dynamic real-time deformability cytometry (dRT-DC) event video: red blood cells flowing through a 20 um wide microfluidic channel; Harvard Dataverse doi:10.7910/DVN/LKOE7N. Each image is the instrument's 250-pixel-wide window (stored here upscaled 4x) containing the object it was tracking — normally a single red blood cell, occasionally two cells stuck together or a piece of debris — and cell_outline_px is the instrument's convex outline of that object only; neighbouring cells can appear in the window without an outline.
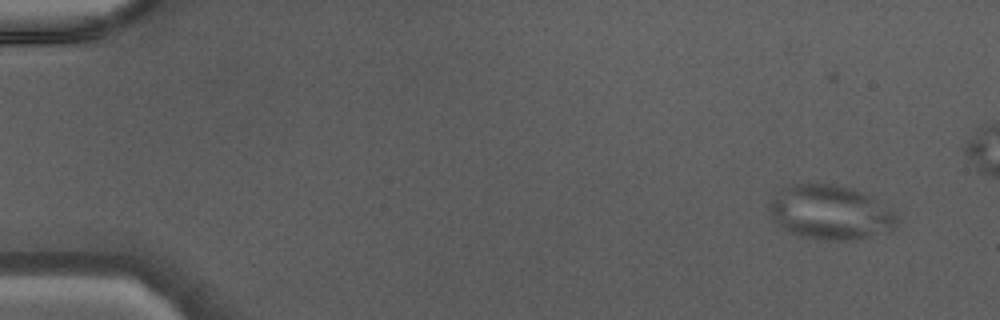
{"species": "Egyptian fruit bat (a non-hibernating species)", "species_latin": "Rousettus aegyptiacus", "temperature_condition": "warm", "stored_images_in_passage": 34, "camera_frame_rate_fps": 3000, "um_per_image_px": 0.085, "animal": {"sex": "male"}, "frame": {"image": 1, "passage_image": 1, "time_ms": 0.0, "image_size_px": [1000, 320], "cell_outline_px": [[896, 228], [888, 232], [844, 240], [824, 240], [796, 236], [788, 232], [776, 224], [768, 208], [772, 200], [784, 188], [796, 184], [832, 184], [852, 188], [868, 192], [896, 208]], "centroid_in_image_um": [70.66, 18.05], "position_along_channel_um": 14.3, "area_um2": 40.92}}
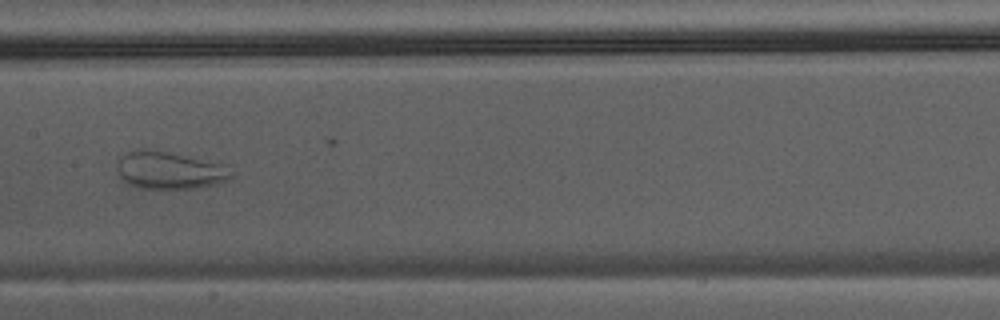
{"frame": {"image": 2, "passage_image": 22, "time_ms": 7.0, "image_size_px": [1000, 320], "cell_outline_px": [[236, 176], [228, 180], [216, 184], [196, 188], [144, 188], [128, 184], [120, 176], [116, 168], [116, 164], [120, 156], [128, 152], [140, 148], [144, 148], [168, 152], [228, 164]], "centroid_in_image_um": [14.47, 14.46], "position_along_channel_um": 192.9, "area_um2": 25.32}}
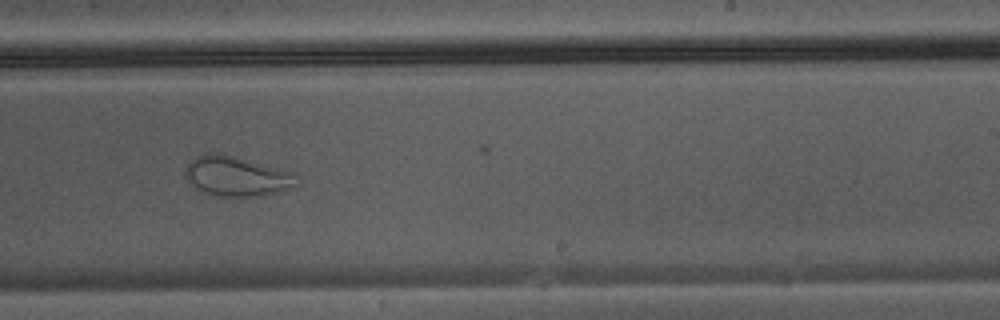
{"frame": {"image": 3, "passage_image": 27, "time_ms": 8.667, "image_size_px": [1000, 320], "cell_outline_px": [[296, 184], [280, 192], [260, 196], [220, 196], [200, 192], [184, 176], [184, 168], [196, 156], [208, 152], [220, 152], [236, 156], [296, 172]], "centroid_in_image_um": [20.1, 14.96], "position_along_channel_um": 268.9, "area_um2": 26.24}}